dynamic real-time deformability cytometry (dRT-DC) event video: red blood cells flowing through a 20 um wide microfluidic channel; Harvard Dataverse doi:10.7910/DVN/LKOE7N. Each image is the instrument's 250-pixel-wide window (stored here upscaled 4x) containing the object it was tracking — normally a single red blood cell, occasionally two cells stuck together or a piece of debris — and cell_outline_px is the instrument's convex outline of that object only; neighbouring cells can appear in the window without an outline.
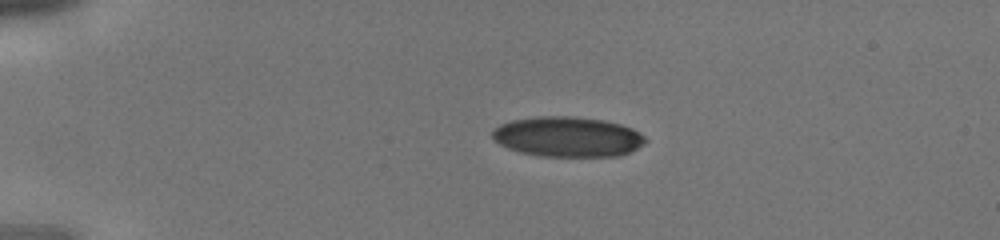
{"species": "human", "species_latin": "Homo sapiens", "temperature_condition": "cold", "stored_images_in_passage": 33, "camera_frame_rate_fps": 3000, "um_per_image_px": 0.085, "donor": {"sex": "male"}, "frame": {"image": 1, "passage_image": 1, "time_ms": 0.0, "image_size_px": [1000, 240], "cell_outline_px": [[648, 140], [644, 144], [620, 156], [540, 156], [520, 152], [508, 148], [500, 144], [492, 136], [492, 132], [500, 124], [512, 120], [536, 116], [572, 116], [604, 120], [620, 124], [632, 128], [640, 132]], "centroid_in_image_um": [48.27, 11.62], "position_along_channel_um": 36.7, "area_um2": 35.78}}
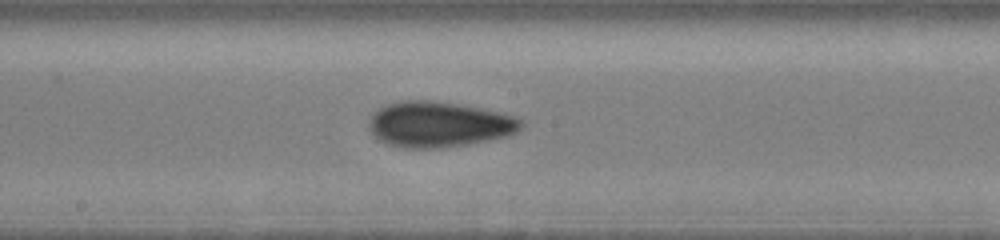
{"frame": {"image": 2, "passage_image": 15, "time_ms": 4.667, "image_size_px": [1000, 240], "cell_outline_px": [[524, 124], [516, 132], [508, 136], [464, 144], [436, 148], [404, 148], [388, 144], [380, 140], [368, 128], [368, 124], [372, 116], [380, 108], [388, 104], [400, 100], [432, 100], [480, 108], [516, 116]], "centroid_in_image_um": [37.3, 10.56], "position_along_channel_um": 210.9, "area_um2": 39.94}}
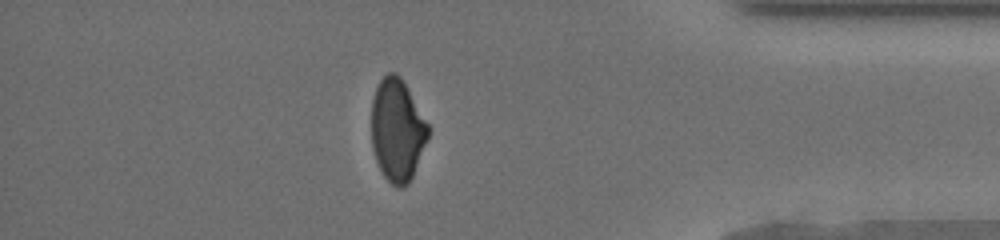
{"frame": {"image": 3, "passage_image": 28, "time_ms": 9.0, "image_size_px": [1000, 240], "cell_outline_px": [[428, 140], [412, 176], [408, 184], [400, 188], [392, 184], [384, 176], [376, 160], [372, 148], [372, 100], [376, 88], [380, 80], [388, 72], [396, 72], [400, 76], [428, 124]], "centroid_in_image_um": [33.76, 11.06], "position_along_channel_um": 401.4, "area_um2": 33.47}}